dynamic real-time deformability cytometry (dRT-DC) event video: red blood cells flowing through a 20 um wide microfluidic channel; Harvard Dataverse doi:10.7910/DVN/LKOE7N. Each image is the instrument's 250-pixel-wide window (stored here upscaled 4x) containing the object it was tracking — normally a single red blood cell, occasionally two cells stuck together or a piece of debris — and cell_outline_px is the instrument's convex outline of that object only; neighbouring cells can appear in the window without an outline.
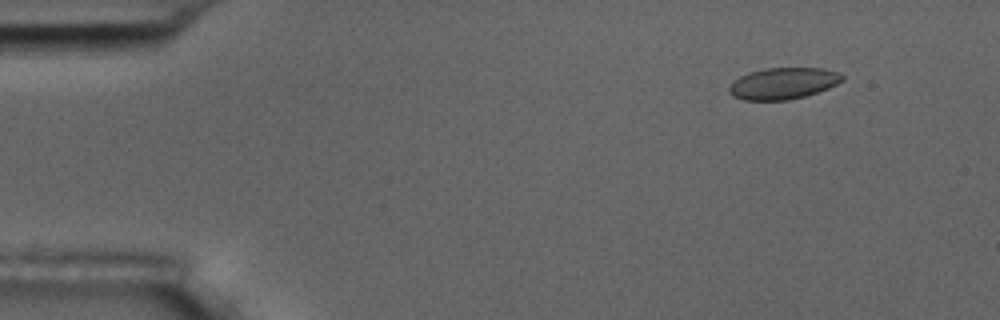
{"species": "common noctule bat (a hibernating species)", "species_latin": "Nyctalus noctula", "temperature_condition": "room temperature", "stored_images_in_passage": 4, "camera_frame_rate_fps": 3000, "um_per_image_px": 0.085, "animal": {"sex": "male", "body_mass_g": 17.5, "forearm_length_mm": 52.3}, "frame": {"image": 1, "passage_image": 2, "time_ms": 1.333, "image_size_px": [1000, 320], "cell_outline_px": [[844, 80], [828, 88], [804, 96], [788, 100], [744, 100], [732, 96], [728, 92], [728, 88], [740, 76], [748, 72], [764, 68], [824, 68], [840, 72], [844, 76]], "centroid_in_image_um": [66.58, 7.08], "position_along_channel_um": 18.4, "area_um2": 20.81}}